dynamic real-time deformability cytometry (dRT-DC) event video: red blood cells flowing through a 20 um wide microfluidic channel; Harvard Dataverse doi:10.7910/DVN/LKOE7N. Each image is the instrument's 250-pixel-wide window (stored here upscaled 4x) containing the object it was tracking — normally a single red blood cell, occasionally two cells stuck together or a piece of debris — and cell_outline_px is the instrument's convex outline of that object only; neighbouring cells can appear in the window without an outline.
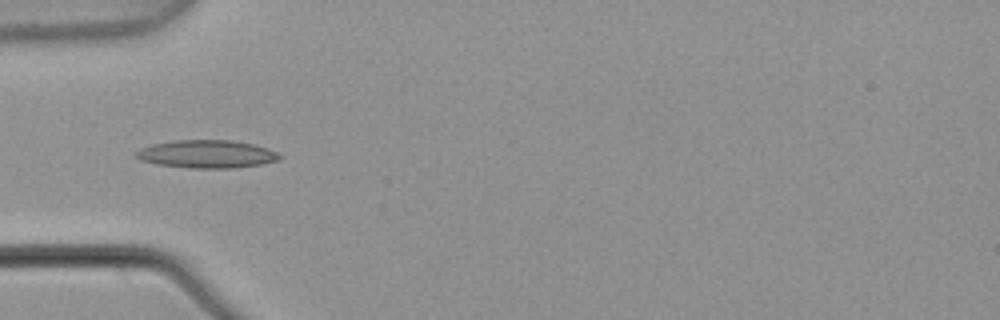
{"species": "common noctule bat (a hibernating species)", "species_latin": "Nyctalus noctula", "temperature_condition": "warm", "stored_images_in_passage": 6, "camera_frame_rate_fps": 3000, "um_per_image_px": 0.085, "animal": {"sex": "male", "body_mass_g": 21.5, "forearm_length_mm": 52.0}, "frame": {"image": 1, "passage_image": 4, "time_ms": 1.0, "image_size_px": [1000, 320], "cell_outline_px": [[284, 156], [280, 160], [260, 164], [232, 168], [192, 168], [156, 164], [140, 160], [136, 156], [136, 152], [140, 148], [152, 144], [176, 140], [232, 140], [252, 144], [268, 148]], "centroid_in_image_um": [17.59, 13.09], "position_along_channel_um": 67.4, "area_um2": 23.35}}
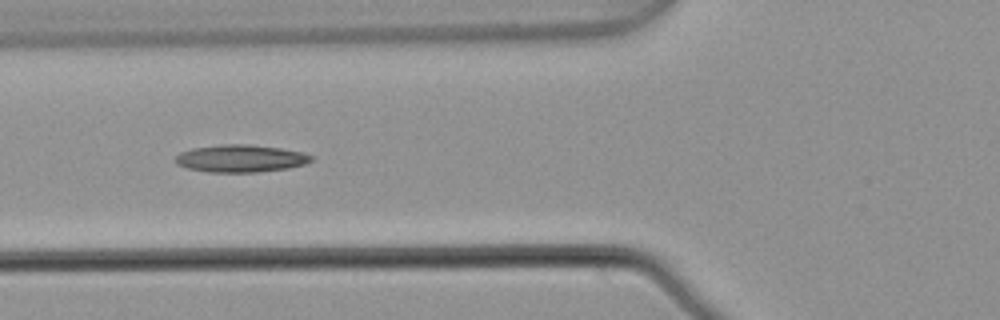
{"frame": {"image": 2, "passage_image": 5, "time_ms": 1.333, "image_size_px": [1000, 320], "cell_outline_px": [[312, 160], [304, 164], [288, 168], [256, 172], [208, 172], [188, 168], [176, 164], [172, 160], [180, 152], [192, 148], [220, 144], [252, 144], [280, 148], [300, 152], [312, 156]], "centroid_in_image_um": [20.39, 13.46], "position_along_channel_um": 105.4, "area_um2": 21.73}}
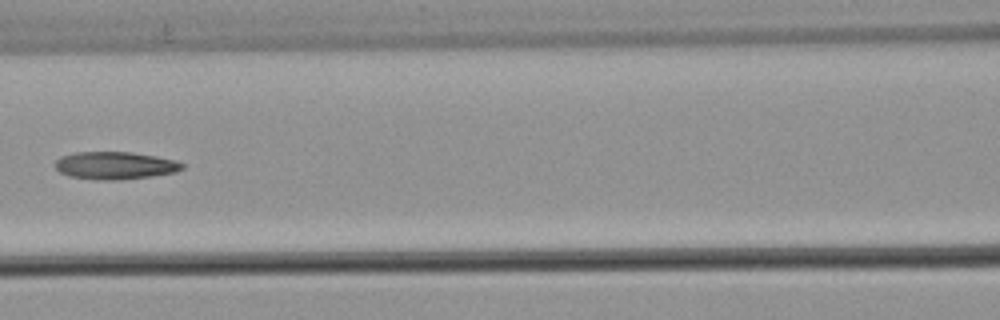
{"frame": {"image": 3, "passage_image": 6, "time_ms": 1.667, "image_size_px": [1000, 320], "cell_outline_px": [[184, 168], [176, 172], [152, 176], [112, 180], [108, 180], [68, 176], [60, 172], [56, 168], [56, 160], [60, 156], [76, 152], [132, 152], [156, 156], [176, 160], [184, 164]], "centroid_in_image_um": [9.8, 14.05], "position_along_channel_um": 156.8, "area_um2": 20.29}}